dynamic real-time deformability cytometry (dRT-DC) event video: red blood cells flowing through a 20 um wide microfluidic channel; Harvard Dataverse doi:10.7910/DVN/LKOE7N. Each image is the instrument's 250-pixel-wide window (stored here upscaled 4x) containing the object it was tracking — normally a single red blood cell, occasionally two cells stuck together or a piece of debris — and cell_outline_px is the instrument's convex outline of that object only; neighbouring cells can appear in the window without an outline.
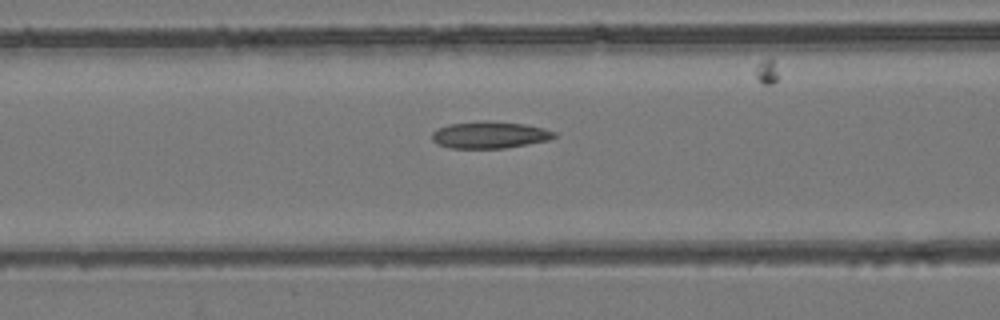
{"species": "common noctule bat (a hibernating species)", "species_latin": "Nyctalus noctula", "temperature_condition": "room temperature", "stored_images_in_passage": 54, "camera_frame_rate_fps": 3000, "um_per_image_px": 0.085, "animal": {"sex": "female", "body_mass_g": 24.6, "forearm_length_mm": 56.2}, "frame": {"image": 1, "passage_image": 23, "time_ms": 7.333, "image_size_px": [1000, 320], "cell_outline_px": [[556, 136], [548, 140], [528, 144], [504, 148], [452, 148], [436, 144], [432, 140], [432, 132], [436, 128], [448, 124], [484, 120], [488, 120], [524, 124], [544, 128], [556, 132]], "centroid_in_image_um": [41.59, 11.46], "position_along_channel_um": 125.0, "area_um2": 19.31}}
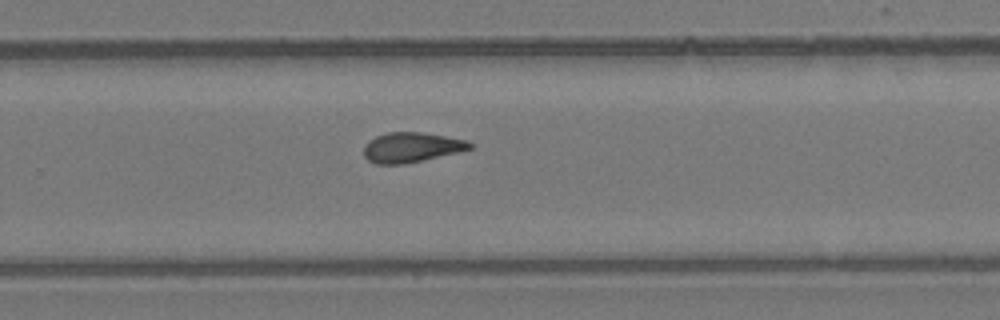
{"frame": {"image": 2, "passage_image": 36, "time_ms": 11.667, "image_size_px": [1000, 320], "cell_outline_px": [[472, 148], [460, 152], [404, 164], [376, 164], [368, 160], [364, 156], [364, 144], [368, 140], [376, 136], [388, 132], [424, 132], [464, 140], [472, 144]], "centroid_in_image_um": [34.93, 12.52], "position_along_channel_um": 294.9, "area_um2": 18.5}}
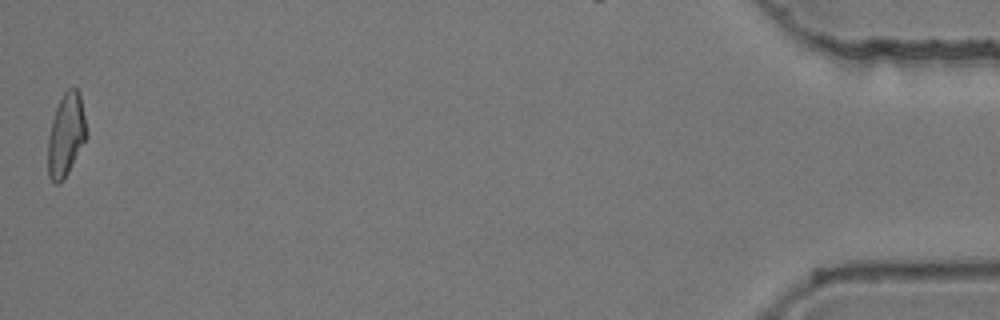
{"frame": {"image": 3, "passage_image": 54, "time_ms": 17.667, "image_size_px": [1000, 320], "cell_outline_px": [[88, 136], [64, 180], [60, 184], [56, 184], [48, 176], [48, 136], [52, 120], [56, 108], [64, 92], [68, 88], [76, 88], [80, 92], [88, 132]], "centroid_in_image_um": [5.63, 11.48], "position_along_channel_um": 429.6, "area_um2": 18.84}, "authors_computed_cell_mechanics": {"area_um2": 19.1318, "velocity_mm_per_s": 3.9222, "shape_relaxation_time_tau1_ms": null, "shape_relaxation_time_tau2_ms": 3.1398, "deformation_change_tau1": null, "deformation_change_tau2": 0.1035}}